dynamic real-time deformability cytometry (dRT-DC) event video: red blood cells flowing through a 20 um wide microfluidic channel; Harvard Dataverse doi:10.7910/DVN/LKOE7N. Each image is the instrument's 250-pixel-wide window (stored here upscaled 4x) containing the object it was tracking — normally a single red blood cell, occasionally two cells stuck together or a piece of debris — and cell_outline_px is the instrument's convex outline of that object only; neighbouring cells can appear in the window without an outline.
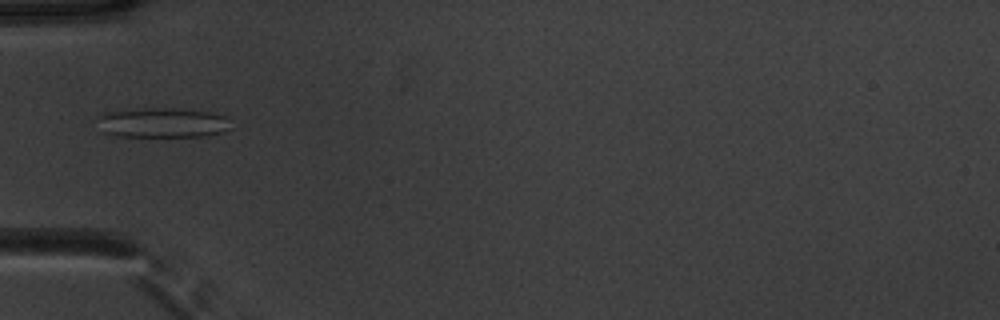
{"species": "common noctule bat (a hibernating species)", "species_latin": "Nyctalus noctula", "temperature_condition": "warm", "stored_images_in_passage": 35, "camera_frame_rate_fps": 3000, "um_per_image_px": 0.085, "animal": {"sex": "male", "body_mass_g": 20.1, "forearm_length_mm": 53.5}, "frame": {"image": 1, "passage_image": 1, "time_ms": 0.0, "image_size_px": [1000, 320], "cell_outline_px": [[232, 128], [208, 136], [120, 136], [104, 132], [96, 116], [104, 112], [144, 108], [180, 108], [212, 112], [224, 116], [232, 120]], "centroid_in_image_um": [13.88, 10.41], "position_along_channel_um": 71.1, "area_um2": 23.41}}
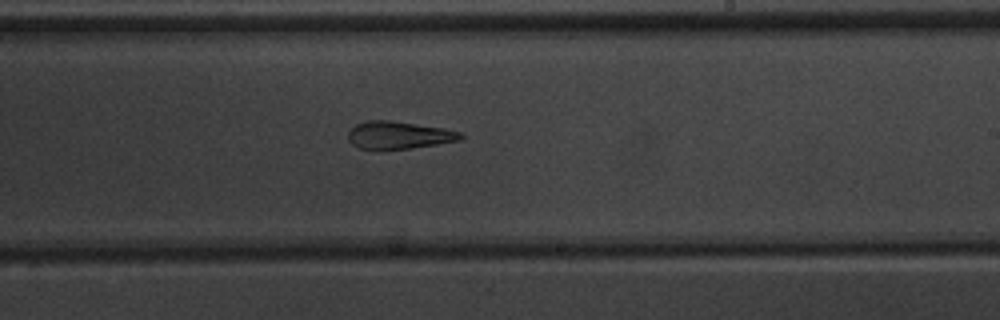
{"frame": {"image": 2, "passage_image": 15, "time_ms": 4.667, "image_size_px": [1000, 320], "cell_outline_px": [[464, 136], [460, 140], [436, 144], [408, 148], [360, 148], [352, 144], [348, 140], [348, 132], [356, 124], [368, 120], [392, 120], [444, 128], [460, 132]], "centroid_in_image_um": [33.9, 11.46], "position_along_channel_um": 255.1, "area_um2": 17.74}}
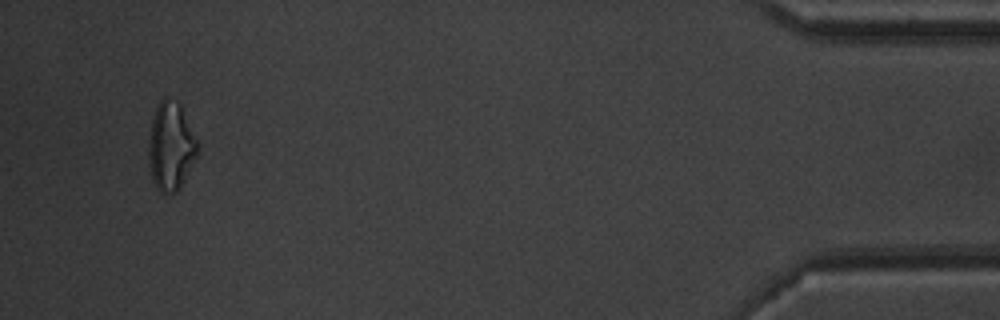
{"frame": {"image": 3, "passage_image": 33, "time_ms": 10.667, "image_size_px": [1000, 320], "cell_outline_px": [[196, 156], [180, 188], [176, 192], [160, 192], [156, 188], [152, 180], [148, 164], [148, 140], [152, 116], [160, 100], [164, 96], [176, 100], [180, 104], [196, 140]], "centroid_in_image_um": [14.46, 12.43], "position_along_channel_um": 420.7, "area_um2": 25.03}, "authors_computed_cell_mechanics": {"area_um2": 19.363, "velocity_mm_per_s": 3.9328, "shape_relaxation_time_tau1_ms": null, "shape_relaxation_time_tau2_ms": 3.4947, "deformation_change_tau1": null, "deformation_change_tau2": 0.1565}}